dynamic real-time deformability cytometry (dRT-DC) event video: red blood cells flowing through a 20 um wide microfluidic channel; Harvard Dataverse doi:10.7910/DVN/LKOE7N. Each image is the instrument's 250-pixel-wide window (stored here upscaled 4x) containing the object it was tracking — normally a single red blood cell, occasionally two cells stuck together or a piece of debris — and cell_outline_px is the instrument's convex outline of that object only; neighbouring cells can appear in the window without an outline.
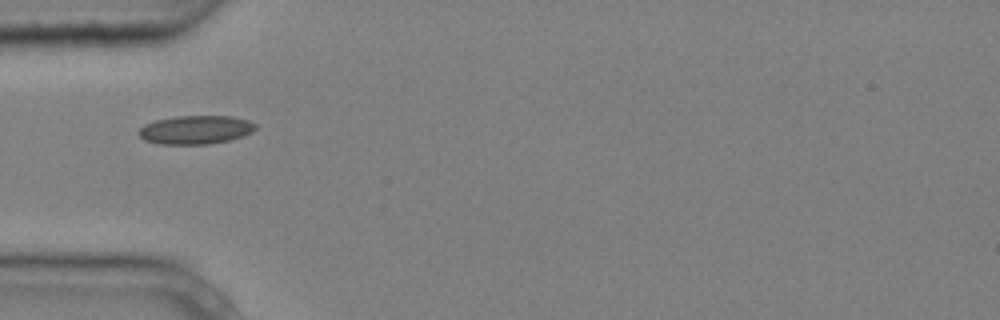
{"species": "common noctule bat (a hibernating species)", "species_latin": "Nyctalus noctula", "temperature_condition": "cold", "stored_images_in_passage": 7, "camera_frame_rate_fps": 3000, "um_per_image_px": 0.085, "animal": {"sex": "male", "body_mass_g": 20.4}, "frame": {"image": 1, "passage_image": 2, "time_ms": 0.333, "image_size_px": [1000, 320], "cell_outline_px": [[256, 128], [252, 132], [244, 136], [228, 140], [208, 144], [156, 144], [144, 140], [136, 132], [144, 124], [156, 120], [176, 116], [232, 116], [248, 120], [256, 124]], "centroid_in_image_um": [16.61, 11.03], "position_along_channel_um": 68.4, "area_um2": 19.59}}
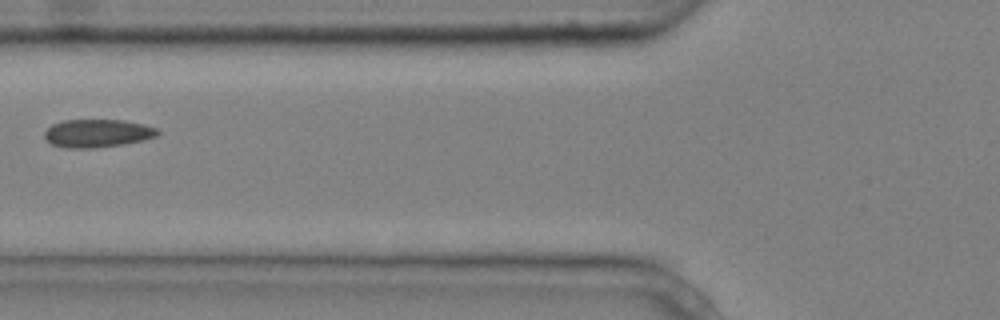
{"frame": {"image": 2, "passage_image": 3, "time_ms": 0.667, "image_size_px": [1000, 320], "cell_outline_px": [[160, 132], [156, 136], [144, 140], [124, 144], [92, 148], [64, 148], [52, 144], [44, 136], [44, 132], [52, 124], [64, 120], [124, 120], [144, 124], [160, 128]], "centroid_in_image_um": [8.32, 11.32], "position_along_channel_um": 117.5, "area_um2": 18.61}}
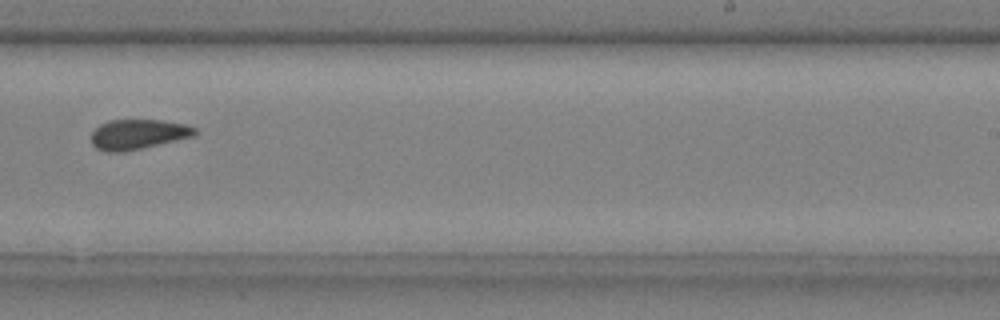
{"frame": {"image": 3, "passage_image": 7, "time_ms": 2.0, "image_size_px": [1000, 320], "cell_outline_px": [[196, 136], [124, 152], [104, 152], [96, 148], [92, 144], [92, 132], [100, 124], [108, 120], [160, 120], [184, 124], [196, 128]], "centroid_in_image_um": [11.72, 11.42], "position_along_channel_um": 277.3, "area_um2": 18.15}}